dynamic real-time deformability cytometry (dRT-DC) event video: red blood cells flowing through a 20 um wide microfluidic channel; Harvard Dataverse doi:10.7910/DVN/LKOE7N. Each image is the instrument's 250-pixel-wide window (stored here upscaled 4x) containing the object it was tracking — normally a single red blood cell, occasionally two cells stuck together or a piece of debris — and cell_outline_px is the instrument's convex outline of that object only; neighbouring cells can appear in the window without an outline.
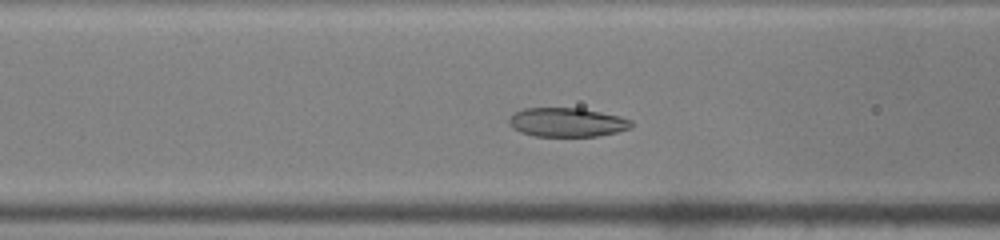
{"species": "common noctule bat (a hibernating species)", "species_latin": "Nyctalus noctula", "temperature_condition": "warm", "stored_images_in_passage": 42, "camera_frame_rate_fps": 3000, "um_per_image_px": 0.085, "animal": {"sex": "male", "body_mass_g": 19.0, "forearm_length_mm": 50.8}, "frame": {"image": 1, "passage_image": 13, "time_ms": 4.0, "image_size_px": [1000, 240], "cell_outline_px": [[632, 128], [600, 136], [536, 136], [520, 132], [512, 128], [508, 124], [508, 116], [524, 108], [580, 108], [620, 116], [632, 120]], "centroid_in_image_um": [48.18, 10.4], "position_along_channel_um": 118.4, "area_um2": 20.81}}
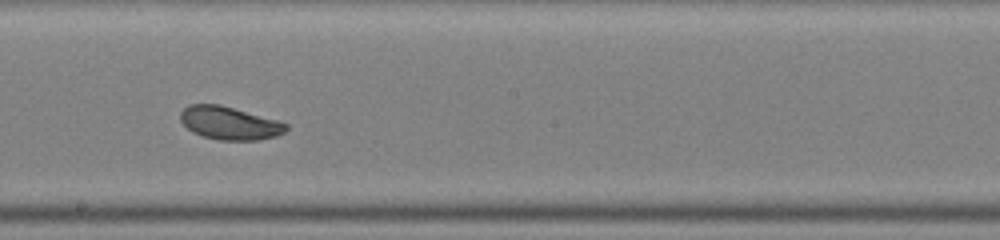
{"frame": {"image": 2, "passage_image": 21, "time_ms": 6.667, "image_size_px": [1000, 240], "cell_outline_px": [[288, 128], [284, 132], [276, 136], [260, 140], [220, 140], [204, 136], [192, 132], [180, 120], [180, 112], [188, 104], [220, 104], [276, 120], [288, 124]], "centroid_in_image_um": [19.49, 10.46], "position_along_channel_um": 228.7, "area_um2": 20.23}}
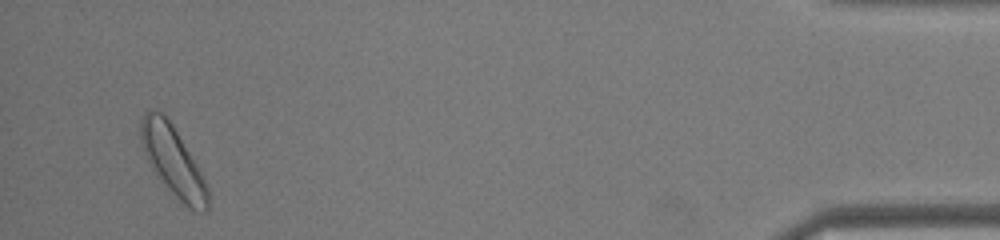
{"frame": {"image": 3, "passage_image": 40, "time_ms": 13.0, "image_size_px": [1000, 240], "cell_outline_px": [[208, 212], [204, 212], [192, 208], [184, 204], [176, 196], [148, 164], [140, 140], [140, 120], [144, 112], [148, 108], [152, 108], [164, 112], [172, 124], [200, 172], [208, 188]], "centroid_in_image_um": [14.65, 13.59], "position_along_channel_um": 420.6, "area_um2": 26.65}, "authors_computed_cell_mechanics": {"area_um2": 22.1952, "velocity_mm_per_s": 4.147, "shape_relaxation_time_tau1_ms": 9.4529, "shape_relaxation_time_tau2_ms": null, "deformation_change_tau1": 0.2967, "deformation_change_tau2": null}}